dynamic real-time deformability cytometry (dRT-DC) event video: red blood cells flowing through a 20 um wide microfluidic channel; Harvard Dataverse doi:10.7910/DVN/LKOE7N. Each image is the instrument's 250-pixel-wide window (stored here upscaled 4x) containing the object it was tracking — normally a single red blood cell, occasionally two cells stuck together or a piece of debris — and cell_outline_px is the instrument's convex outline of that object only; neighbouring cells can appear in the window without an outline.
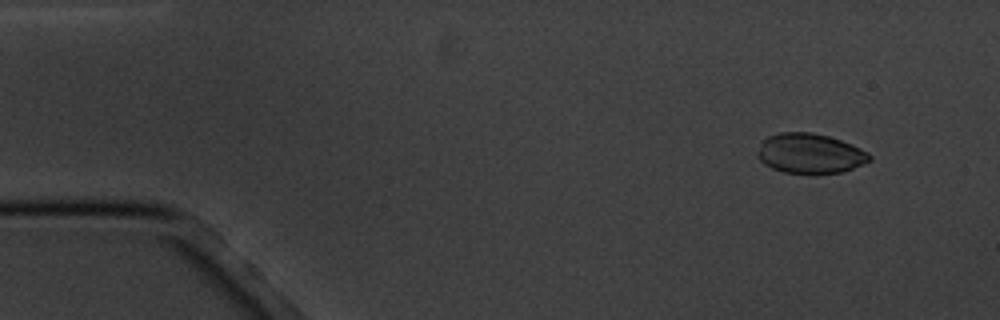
{"species": "common noctule bat (a hibernating species)", "species_latin": "Nyctalus noctula", "temperature_condition": "cold", "stored_images_in_passage": 6, "camera_frame_rate_fps": 3000, "um_per_image_px": 0.085, "animal": {"sex": "male", "body_mass_g": 20.1, "forearm_length_mm": 53.5}, "frame": {"image": 1, "passage_image": 2, "time_ms": 1.333, "image_size_px": [1000, 320], "cell_outline_px": [[872, 160], [844, 172], [816, 176], [812, 176], [784, 172], [772, 168], [764, 164], [756, 156], [756, 152], [760, 144], [768, 136], [780, 132], [812, 132], [828, 136], [852, 144], [868, 152], [872, 156]], "centroid_in_image_um": [68.86, 13.08], "position_along_channel_um": 16.1, "area_um2": 26.82}}
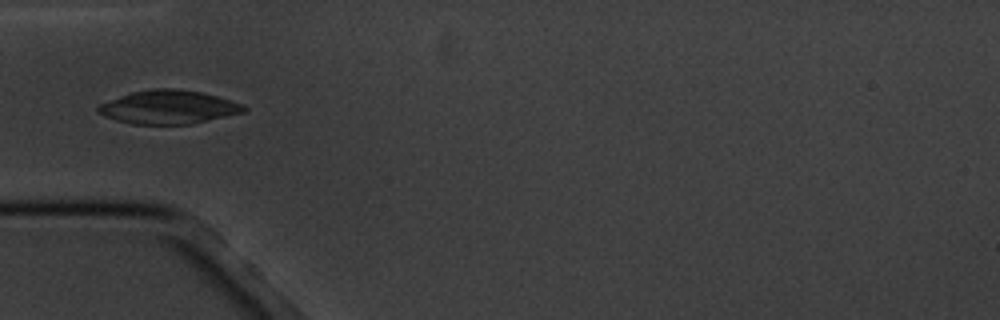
{"frame": {"image": 2, "passage_image": 6, "time_ms": 5.667, "image_size_px": [1000, 320], "cell_outline_px": [[248, 108], [244, 112], [192, 124], [132, 124], [116, 120], [104, 116], [96, 112], [96, 108], [100, 104], [120, 96], [132, 92], [152, 88], [176, 88], [200, 92], [216, 96], [240, 104]], "centroid_in_image_um": [14.28, 9.11], "position_along_channel_um": 70.7, "area_um2": 28.32}}